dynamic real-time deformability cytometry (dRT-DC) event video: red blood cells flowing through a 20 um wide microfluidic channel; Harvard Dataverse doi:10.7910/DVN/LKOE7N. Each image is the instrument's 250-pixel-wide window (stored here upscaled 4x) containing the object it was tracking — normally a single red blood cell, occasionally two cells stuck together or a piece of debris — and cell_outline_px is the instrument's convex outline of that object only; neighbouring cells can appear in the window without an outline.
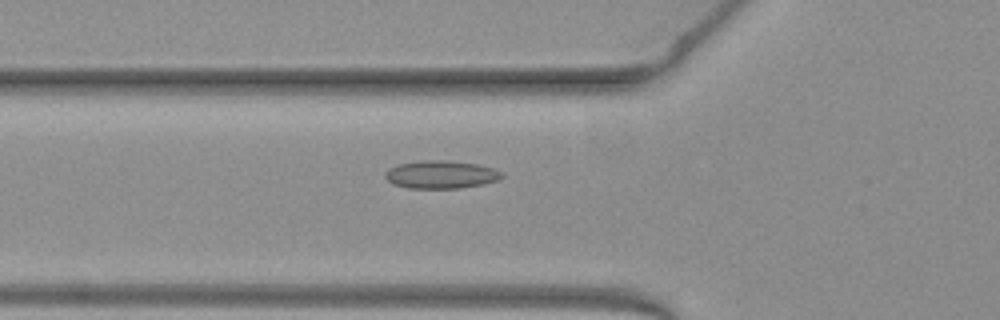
{"species": "common noctule bat (a hibernating species)", "species_latin": "Nyctalus noctula", "temperature_condition": "warm", "stored_images_in_passage": 35, "camera_frame_rate_fps": 3000, "um_per_image_px": 0.085, "animal": {"sex": "female", "body_mass_g": 19.3, "forearm_length_mm": 54.1}, "frame": {"image": 1, "passage_image": 2, "time_ms": 0.333, "image_size_px": [1000, 320], "cell_outline_px": [[504, 176], [500, 180], [484, 184], [460, 188], [408, 188], [392, 184], [384, 176], [384, 172], [388, 168], [396, 164], [420, 160], [444, 160], [476, 164], [492, 168], [500, 172]], "centroid_in_image_um": [37.44, 14.84], "position_along_channel_um": 88.4, "area_um2": 19.13}}
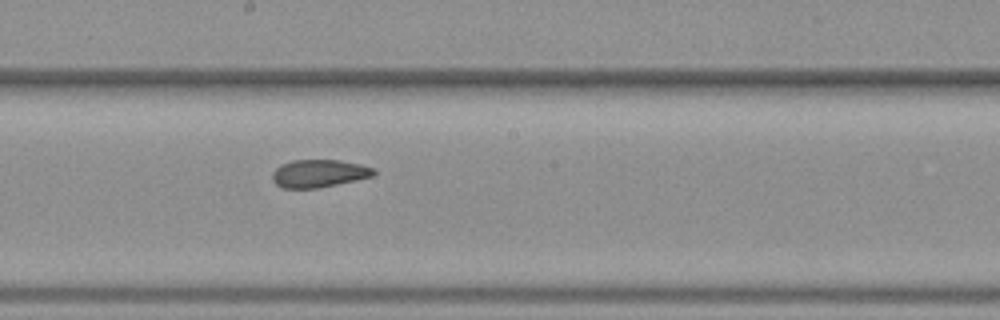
{"frame": {"image": 2, "passage_image": 12, "time_ms": 3.667, "image_size_px": [1000, 320], "cell_outline_px": [[376, 176], [316, 188], [284, 188], [276, 184], [272, 180], [272, 172], [280, 164], [292, 160], [340, 160], [360, 164], [372, 168], [376, 172]], "centroid_in_image_um": [27.1, 14.73], "position_along_channel_um": 221.1, "area_um2": 16.42}}
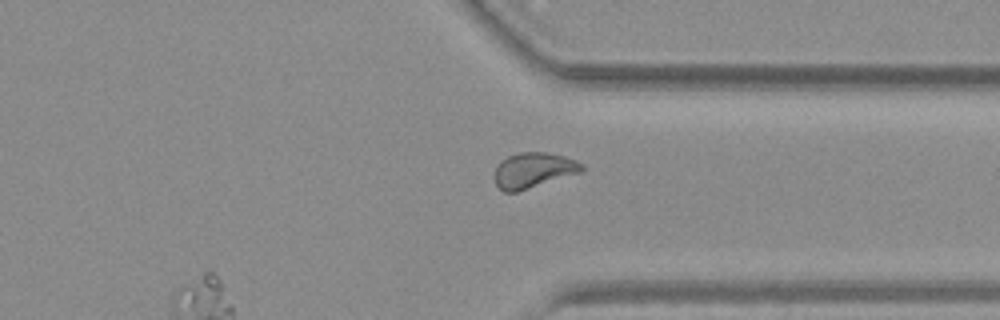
{"frame": {"image": 3, "passage_image": 23, "time_ms": 7.333, "image_size_px": [1000, 320], "cell_outline_px": [[584, 168], [580, 172], [516, 192], [504, 192], [496, 184], [496, 168], [500, 160], [508, 156], [520, 152], [548, 152], [564, 156], [576, 160], [584, 164]], "centroid_in_image_um": [45.35, 14.45], "position_along_channel_um": 366.1, "area_um2": 17.74}}